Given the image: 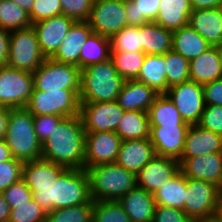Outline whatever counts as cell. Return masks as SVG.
<instances>
[{
	"label": "cell",
	"instance_id": "cell-1",
	"mask_svg": "<svg viewBox=\"0 0 222 222\" xmlns=\"http://www.w3.org/2000/svg\"><path fill=\"white\" fill-rule=\"evenodd\" d=\"M85 135L80 115L64 118L42 144L41 159L66 169H84Z\"/></svg>",
	"mask_w": 222,
	"mask_h": 222
},
{
	"label": "cell",
	"instance_id": "cell-2",
	"mask_svg": "<svg viewBox=\"0 0 222 222\" xmlns=\"http://www.w3.org/2000/svg\"><path fill=\"white\" fill-rule=\"evenodd\" d=\"M30 190L32 198L46 214L91 200L89 177L85 169H65L50 187Z\"/></svg>",
	"mask_w": 222,
	"mask_h": 222
},
{
	"label": "cell",
	"instance_id": "cell-3",
	"mask_svg": "<svg viewBox=\"0 0 222 222\" xmlns=\"http://www.w3.org/2000/svg\"><path fill=\"white\" fill-rule=\"evenodd\" d=\"M125 81L111 59L87 66L81 69L79 102L116 101Z\"/></svg>",
	"mask_w": 222,
	"mask_h": 222
},
{
	"label": "cell",
	"instance_id": "cell-4",
	"mask_svg": "<svg viewBox=\"0 0 222 222\" xmlns=\"http://www.w3.org/2000/svg\"><path fill=\"white\" fill-rule=\"evenodd\" d=\"M85 170L93 201H118L137 186L136 174L116 163L100 164Z\"/></svg>",
	"mask_w": 222,
	"mask_h": 222
},
{
	"label": "cell",
	"instance_id": "cell-5",
	"mask_svg": "<svg viewBox=\"0 0 222 222\" xmlns=\"http://www.w3.org/2000/svg\"><path fill=\"white\" fill-rule=\"evenodd\" d=\"M5 141L17 160L29 162L42 157V143L34 130L33 114L26 107L10 108Z\"/></svg>",
	"mask_w": 222,
	"mask_h": 222
},
{
	"label": "cell",
	"instance_id": "cell-6",
	"mask_svg": "<svg viewBox=\"0 0 222 222\" xmlns=\"http://www.w3.org/2000/svg\"><path fill=\"white\" fill-rule=\"evenodd\" d=\"M45 59L33 26L10 31L7 66L33 73Z\"/></svg>",
	"mask_w": 222,
	"mask_h": 222
},
{
	"label": "cell",
	"instance_id": "cell-7",
	"mask_svg": "<svg viewBox=\"0 0 222 222\" xmlns=\"http://www.w3.org/2000/svg\"><path fill=\"white\" fill-rule=\"evenodd\" d=\"M219 187L213 183L186 177L184 212L193 221H203L217 216Z\"/></svg>",
	"mask_w": 222,
	"mask_h": 222
},
{
	"label": "cell",
	"instance_id": "cell-8",
	"mask_svg": "<svg viewBox=\"0 0 222 222\" xmlns=\"http://www.w3.org/2000/svg\"><path fill=\"white\" fill-rule=\"evenodd\" d=\"M81 69L75 65L46 58L33 72V90H80Z\"/></svg>",
	"mask_w": 222,
	"mask_h": 222
},
{
	"label": "cell",
	"instance_id": "cell-9",
	"mask_svg": "<svg viewBox=\"0 0 222 222\" xmlns=\"http://www.w3.org/2000/svg\"><path fill=\"white\" fill-rule=\"evenodd\" d=\"M80 90H33L26 108L33 115H58L64 118L79 115Z\"/></svg>",
	"mask_w": 222,
	"mask_h": 222
},
{
	"label": "cell",
	"instance_id": "cell-10",
	"mask_svg": "<svg viewBox=\"0 0 222 222\" xmlns=\"http://www.w3.org/2000/svg\"><path fill=\"white\" fill-rule=\"evenodd\" d=\"M34 89L33 73L0 66V106L8 108L26 107Z\"/></svg>",
	"mask_w": 222,
	"mask_h": 222
},
{
	"label": "cell",
	"instance_id": "cell-11",
	"mask_svg": "<svg viewBox=\"0 0 222 222\" xmlns=\"http://www.w3.org/2000/svg\"><path fill=\"white\" fill-rule=\"evenodd\" d=\"M87 23L93 33L111 38L122 28L128 26L125 1L94 0Z\"/></svg>",
	"mask_w": 222,
	"mask_h": 222
},
{
	"label": "cell",
	"instance_id": "cell-12",
	"mask_svg": "<svg viewBox=\"0 0 222 222\" xmlns=\"http://www.w3.org/2000/svg\"><path fill=\"white\" fill-rule=\"evenodd\" d=\"M189 125L198 124L205 109L203 85L188 80L173 86L165 93Z\"/></svg>",
	"mask_w": 222,
	"mask_h": 222
},
{
	"label": "cell",
	"instance_id": "cell-13",
	"mask_svg": "<svg viewBox=\"0 0 222 222\" xmlns=\"http://www.w3.org/2000/svg\"><path fill=\"white\" fill-rule=\"evenodd\" d=\"M124 110L117 101L80 103L79 115L85 132H115Z\"/></svg>",
	"mask_w": 222,
	"mask_h": 222
},
{
	"label": "cell",
	"instance_id": "cell-14",
	"mask_svg": "<svg viewBox=\"0 0 222 222\" xmlns=\"http://www.w3.org/2000/svg\"><path fill=\"white\" fill-rule=\"evenodd\" d=\"M121 141L116 132H86L84 169L115 163Z\"/></svg>",
	"mask_w": 222,
	"mask_h": 222
},
{
	"label": "cell",
	"instance_id": "cell-15",
	"mask_svg": "<svg viewBox=\"0 0 222 222\" xmlns=\"http://www.w3.org/2000/svg\"><path fill=\"white\" fill-rule=\"evenodd\" d=\"M180 171V163L172 157L155 155L137 174V186L153 194Z\"/></svg>",
	"mask_w": 222,
	"mask_h": 222
},
{
	"label": "cell",
	"instance_id": "cell-16",
	"mask_svg": "<svg viewBox=\"0 0 222 222\" xmlns=\"http://www.w3.org/2000/svg\"><path fill=\"white\" fill-rule=\"evenodd\" d=\"M74 22V19L61 14L32 24L46 58H50L57 51Z\"/></svg>",
	"mask_w": 222,
	"mask_h": 222
},
{
	"label": "cell",
	"instance_id": "cell-17",
	"mask_svg": "<svg viewBox=\"0 0 222 222\" xmlns=\"http://www.w3.org/2000/svg\"><path fill=\"white\" fill-rule=\"evenodd\" d=\"M180 171L187 178L204 180L217 185L222 183V152L196 157H181Z\"/></svg>",
	"mask_w": 222,
	"mask_h": 222
},
{
	"label": "cell",
	"instance_id": "cell-18",
	"mask_svg": "<svg viewBox=\"0 0 222 222\" xmlns=\"http://www.w3.org/2000/svg\"><path fill=\"white\" fill-rule=\"evenodd\" d=\"M189 126H150V141L157 156L179 160Z\"/></svg>",
	"mask_w": 222,
	"mask_h": 222
},
{
	"label": "cell",
	"instance_id": "cell-19",
	"mask_svg": "<svg viewBox=\"0 0 222 222\" xmlns=\"http://www.w3.org/2000/svg\"><path fill=\"white\" fill-rule=\"evenodd\" d=\"M155 155L150 138L123 140L115 163L137 174Z\"/></svg>",
	"mask_w": 222,
	"mask_h": 222
},
{
	"label": "cell",
	"instance_id": "cell-20",
	"mask_svg": "<svg viewBox=\"0 0 222 222\" xmlns=\"http://www.w3.org/2000/svg\"><path fill=\"white\" fill-rule=\"evenodd\" d=\"M93 33L87 21H75L51 59L79 67V55L85 41Z\"/></svg>",
	"mask_w": 222,
	"mask_h": 222
},
{
	"label": "cell",
	"instance_id": "cell-21",
	"mask_svg": "<svg viewBox=\"0 0 222 222\" xmlns=\"http://www.w3.org/2000/svg\"><path fill=\"white\" fill-rule=\"evenodd\" d=\"M188 24L203 37L210 46L222 43V11L219 8L192 10Z\"/></svg>",
	"mask_w": 222,
	"mask_h": 222
},
{
	"label": "cell",
	"instance_id": "cell-22",
	"mask_svg": "<svg viewBox=\"0 0 222 222\" xmlns=\"http://www.w3.org/2000/svg\"><path fill=\"white\" fill-rule=\"evenodd\" d=\"M158 95L152 87L136 79L126 80L116 101L124 111L148 112Z\"/></svg>",
	"mask_w": 222,
	"mask_h": 222
},
{
	"label": "cell",
	"instance_id": "cell-23",
	"mask_svg": "<svg viewBox=\"0 0 222 222\" xmlns=\"http://www.w3.org/2000/svg\"><path fill=\"white\" fill-rule=\"evenodd\" d=\"M218 152H222V135L202 128L198 124L188 127L181 157H196Z\"/></svg>",
	"mask_w": 222,
	"mask_h": 222
},
{
	"label": "cell",
	"instance_id": "cell-24",
	"mask_svg": "<svg viewBox=\"0 0 222 222\" xmlns=\"http://www.w3.org/2000/svg\"><path fill=\"white\" fill-rule=\"evenodd\" d=\"M118 202L131 219V222H153L156 202L153 194L136 186L128 191Z\"/></svg>",
	"mask_w": 222,
	"mask_h": 222
},
{
	"label": "cell",
	"instance_id": "cell-25",
	"mask_svg": "<svg viewBox=\"0 0 222 222\" xmlns=\"http://www.w3.org/2000/svg\"><path fill=\"white\" fill-rule=\"evenodd\" d=\"M190 80L204 85L222 77V67L216 46L201 53L190 61Z\"/></svg>",
	"mask_w": 222,
	"mask_h": 222
},
{
	"label": "cell",
	"instance_id": "cell-26",
	"mask_svg": "<svg viewBox=\"0 0 222 222\" xmlns=\"http://www.w3.org/2000/svg\"><path fill=\"white\" fill-rule=\"evenodd\" d=\"M65 169L43 159L24 162L22 179L29 188H46L53 185Z\"/></svg>",
	"mask_w": 222,
	"mask_h": 222
},
{
	"label": "cell",
	"instance_id": "cell-27",
	"mask_svg": "<svg viewBox=\"0 0 222 222\" xmlns=\"http://www.w3.org/2000/svg\"><path fill=\"white\" fill-rule=\"evenodd\" d=\"M140 39L146 55H162L172 50L173 32L155 22L140 25Z\"/></svg>",
	"mask_w": 222,
	"mask_h": 222
},
{
	"label": "cell",
	"instance_id": "cell-28",
	"mask_svg": "<svg viewBox=\"0 0 222 222\" xmlns=\"http://www.w3.org/2000/svg\"><path fill=\"white\" fill-rule=\"evenodd\" d=\"M191 12L189 0H160L155 23L173 32L188 24Z\"/></svg>",
	"mask_w": 222,
	"mask_h": 222
},
{
	"label": "cell",
	"instance_id": "cell-29",
	"mask_svg": "<svg viewBox=\"0 0 222 222\" xmlns=\"http://www.w3.org/2000/svg\"><path fill=\"white\" fill-rule=\"evenodd\" d=\"M210 44L189 24L173 31L172 50L191 61L209 49Z\"/></svg>",
	"mask_w": 222,
	"mask_h": 222
},
{
	"label": "cell",
	"instance_id": "cell-30",
	"mask_svg": "<svg viewBox=\"0 0 222 222\" xmlns=\"http://www.w3.org/2000/svg\"><path fill=\"white\" fill-rule=\"evenodd\" d=\"M150 126H190L186 123L172 100L166 94H159L149 107Z\"/></svg>",
	"mask_w": 222,
	"mask_h": 222
},
{
	"label": "cell",
	"instance_id": "cell-31",
	"mask_svg": "<svg viewBox=\"0 0 222 222\" xmlns=\"http://www.w3.org/2000/svg\"><path fill=\"white\" fill-rule=\"evenodd\" d=\"M165 63V54L146 55L136 80L152 87L159 94H165L168 90Z\"/></svg>",
	"mask_w": 222,
	"mask_h": 222
},
{
	"label": "cell",
	"instance_id": "cell-32",
	"mask_svg": "<svg viewBox=\"0 0 222 222\" xmlns=\"http://www.w3.org/2000/svg\"><path fill=\"white\" fill-rule=\"evenodd\" d=\"M115 132L122 141L149 138L150 124L148 112L125 111Z\"/></svg>",
	"mask_w": 222,
	"mask_h": 222
},
{
	"label": "cell",
	"instance_id": "cell-33",
	"mask_svg": "<svg viewBox=\"0 0 222 222\" xmlns=\"http://www.w3.org/2000/svg\"><path fill=\"white\" fill-rule=\"evenodd\" d=\"M186 177L179 171L153 193L156 205L178 208L184 211Z\"/></svg>",
	"mask_w": 222,
	"mask_h": 222
},
{
	"label": "cell",
	"instance_id": "cell-34",
	"mask_svg": "<svg viewBox=\"0 0 222 222\" xmlns=\"http://www.w3.org/2000/svg\"><path fill=\"white\" fill-rule=\"evenodd\" d=\"M111 56V41L109 37L92 33L85 41L79 55V68L105 62Z\"/></svg>",
	"mask_w": 222,
	"mask_h": 222
},
{
	"label": "cell",
	"instance_id": "cell-35",
	"mask_svg": "<svg viewBox=\"0 0 222 222\" xmlns=\"http://www.w3.org/2000/svg\"><path fill=\"white\" fill-rule=\"evenodd\" d=\"M160 0H127L125 12L128 26H140L155 22L159 11Z\"/></svg>",
	"mask_w": 222,
	"mask_h": 222
},
{
	"label": "cell",
	"instance_id": "cell-36",
	"mask_svg": "<svg viewBox=\"0 0 222 222\" xmlns=\"http://www.w3.org/2000/svg\"><path fill=\"white\" fill-rule=\"evenodd\" d=\"M32 26L29 14L11 0H0V28L6 31Z\"/></svg>",
	"mask_w": 222,
	"mask_h": 222
},
{
	"label": "cell",
	"instance_id": "cell-37",
	"mask_svg": "<svg viewBox=\"0 0 222 222\" xmlns=\"http://www.w3.org/2000/svg\"><path fill=\"white\" fill-rule=\"evenodd\" d=\"M145 56L144 52H111L110 59L122 78L135 80L139 76Z\"/></svg>",
	"mask_w": 222,
	"mask_h": 222
},
{
	"label": "cell",
	"instance_id": "cell-38",
	"mask_svg": "<svg viewBox=\"0 0 222 222\" xmlns=\"http://www.w3.org/2000/svg\"><path fill=\"white\" fill-rule=\"evenodd\" d=\"M165 73L168 89L190 80V61L173 50L165 53Z\"/></svg>",
	"mask_w": 222,
	"mask_h": 222
},
{
	"label": "cell",
	"instance_id": "cell-39",
	"mask_svg": "<svg viewBox=\"0 0 222 222\" xmlns=\"http://www.w3.org/2000/svg\"><path fill=\"white\" fill-rule=\"evenodd\" d=\"M93 200L88 203L55 209L46 214V222H92Z\"/></svg>",
	"mask_w": 222,
	"mask_h": 222
},
{
	"label": "cell",
	"instance_id": "cell-40",
	"mask_svg": "<svg viewBox=\"0 0 222 222\" xmlns=\"http://www.w3.org/2000/svg\"><path fill=\"white\" fill-rule=\"evenodd\" d=\"M111 52H142L140 26H126L111 38Z\"/></svg>",
	"mask_w": 222,
	"mask_h": 222
},
{
	"label": "cell",
	"instance_id": "cell-41",
	"mask_svg": "<svg viewBox=\"0 0 222 222\" xmlns=\"http://www.w3.org/2000/svg\"><path fill=\"white\" fill-rule=\"evenodd\" d=\"M92 222H131V219L116 200L93 201Z\"/></svg>",
	"mask_w": 222,
	"mask_h": 222
},
{
	"label": "cell",
	"instance_id": "cell-42",
	"mask_svg": "<svg viewBox=\"0 0 222 222\" xmlns=\"http://www.w3.org/2000/svg\"><path fill=\"white\" fill-rule=\"evenodd\" d=\"M8 222H46V213L32 198L21 205H10Z\"/></svg>",
	"mask_w": 222,
	"mask_h": 222
},
{
	"label": "cell",
	"instance_id": "cell-43",
	"mask_svg": "<svg viewBox=\"0 0 222 222\" xmlns=\"http://www.w3.org/2000/svg\"><path fill=\"white\" fill-rule=\"evenodd\" d=\"M24 162L15 158L0 162V192L22 179Z\"/></svg>",
	"mask_w": 222,
	"mask_h": 222
},
{
	"label": "cell",
	"instance_id": "cell-44",
	"mask_svg": "<svg viewBox=\"0 0 222 222\" xmlns=\"http://www.w3.org/2000/svg\"><path fill=\"white\" fill-rule=\"evenodd\" d=\"M62 14L74 19L75 21H87L94 0H60Z\"/></svg>",
	"mask_w": 222,
	"mask_h": 222
},
{
	"label": "cell",
	"instance_id": "cell-45",
	"mask_svg": "<svg viewBox=\"0 0 222 222\" xmlns=\"http://www.w3.org/2000/svg\"><path fill=\"white\" fill-rule=\"evenodd\" d=\"M62 14L60 0H34L32 11L29 13L31 23Z\"/></svg>",
	"mask_w": 222,
	"mask_h": 222
},
{
	"label": "cell",
	"instance_id": "cell-46",
	"mask_svg": "<svg viewBox=\"0 0 222 222\" xmlns=\"http://www.w3.org/2000/svg\"><path fill=\"white\" fill-rule=\"evenodd\" d=\"M63 119L64 117L58 115H33L34 130L42 144Z\"/></svg>",
	"mask_w": 222,
	"mask_h": 222
},
{
	"label": "cell",
	"instance_id": "cell-47",
	"mask_svg": "<svg viewBox=\"0 0 222 222\" xmlns=\"http://www.w3.org/2000/svg\"><path fill=\"white\" fill-rule=\"evenodd\" d=\"M1 193L9 205H21L32 199V191L23 179L11 184Z\"/></svg>",
	"mask_w": 222,
	"mask_h": 222
},
{
	"label": "cell",
	"instance_id": "cell-48",
	"mask_svg": "<svg viewBox=\"0 0 222 222\" xmlns=\"http://www.w3.org/2000/svg\"><path fill=\"white\" fill-rule=\"evenodd\" d=\"M198 125L222 135V106L205 105Z\"/></svg>",
	"mask_w": 222,
	"mask_h": 222
},
{
	"label": "cell",
	"instance_id": "cell-49",
	"mask_svg": "<svg viewBox=\"0 0 222 222\" xmlns=\"http://www.w3.org/2000/svg\"><path fill=\"white\" fill-rule=\"evenodd\" d=\"M153 222H193L186 213L178 208L156 205Z\"/></svg>",
	"mask_w": 222,
	"mask_h": 222
},
{
	"label": "cell",
	"instance_id": "cell-50",
	"mask_svg": "<svg viewBox=\"0 0 222 222\" xmlns=\"http://www.w3.org/2000/svg\"><path fill=\"white\" fill-rule=\"evenodd\" d=\"M205 105L222 106V77L203 85Z\"/></svg>",
	"mask_w": 222,
	"mask_h": 222
},
{
	"label": "cell",
	"instance_id": "cell-51",
	"mask_svg": "<svg viewBox=\"0 0 222 222\" xmlns=\"http://www.w3.org/2000/svg\"><path fill=\"white\" fill-rule=\"evenodd\" d=\"M9 31L0 28V66H5L9 51Z\"/></svg>",
	"mask_w": 222,
	"mask_h": 222
},
{
	"label": "cell",
	"instance_id": "cell-52",
	"mask_svg": "<svg viewBox=\"0 0 222 222\" xmlns=\"http://www.w3.org/2000/svg\"><path fill=\"white\" fill-rule=\"evenodd\" d=\"M192 10L214 9L221 6L222 0H189Z\"/></svg>",
	"mask_w": 222,
	"mask_h": 222
},
{
	"label": "cell",
	"instance_id": "cell-53",
	"mask_svg": "<svg viewBox=\"0 0 222 222\" xmlns=\"http://www.w3.org/2000/svg\"><path fill=\"white\" fill-rule=\"evenodd\" d=\"M10 118V108L0 106V140L5 139L8 122Z\"/></svg>",
	"mask_w": 222,
	"mask_h": 222
},
{
	"label": "cell",
	"instance_id": "cell-54",
	"mask_svg": "<svg viewBox=\"0 0 222 222\" xmlns=\"http://www.w3.org/2000/svg\"><path fill=\"white\" fill-rule=\"evenodd\" d=\"M10 210V205L0 192V222H8Z\"/></svg>",
	"mask_w": 222,
	"mask_h": 222
},
{
	"label": "cell",
	"instance_id": "cell-55",
	"mask_svg": "<svg viewBox=\"0 0 222 222\" xmlns=\"http://www.w3.org/2000/svg\"><path fill=\"white\" fill-rule=\"evenodd\" d=\"M13 156L11 154V151L6 144L5 139L0 140V162L12 159Z\"/></svg>",
	"mask_w": 222,
	"mask_h": 222
},
{
	"label": "cell",
	"instance_id": "cell-56",
	"mask_svg": "<svg viewBox=\"0 0 222 222\" xmlns=\"http://www.w3.org/2000/svg\"><path fill=\"white\" fill-rule=\"evenodd\" d=\"M21 8H23L28 14L32 11L34 0H11Z\"/></svg>",
	"mask_w": 222,
	"mask_h": 222
},
{
	"label": "cell",
	"instance_id": "cell-57",
	"mask_svg": "<svg viewBox=\"0 0 222 222\" xmlns=\"http://www.w3.org/2000/svg\"><path fill=\"white\" fill-rule=\"evenodd\" d=\"M218 54H219V58H220V63H221V67H222V43L216 46Z\"/></svg>",
	"mask_w": 222,
	"mask_h": 222
},
{
	"label": "cell",
	"instance_id": "cell-58",
	"mask_svg": "<svg viewBox=\"0 0 222 222\" xmlns=\"http://www.w3.org/2000/svg\"><path fill=\"white\" fill-rule=\"evenodd\" d=\"M222 222V204H219L218 212L216 216Z\"/></svg>",
	"mask_w": 222,
	"mask_h": 222
},
{
	"label": "cell",
	"instance_id": "cell-59",
	"mask_svg": "<svg viewBox=\"0 0 222 222\" xmlns=\"http://www.w3.org/2000/svg\"><path fill=\"white\" fill-rule=\"evenodd\" d=\"M198 222H221L217 217L212 218V219H207L203 221H198Z\"/></svg>",
	"mask_w": 222,
	"mask_h": 222
},
{
	"label": "cell",
	"instance_id": "cell-60",
	"mask_svg": "<svg viewBox=\"0 0 222 222\" xmlns=\"http://www.w3.org/2000/svg\"><path fill=\"white\" fill-rule=\"evenodd\" d=\"M219 204H222V183L219 186Z\"/></svg>",
	"mask_w": 222,
	"mask_h": 222
}]
</instances>
